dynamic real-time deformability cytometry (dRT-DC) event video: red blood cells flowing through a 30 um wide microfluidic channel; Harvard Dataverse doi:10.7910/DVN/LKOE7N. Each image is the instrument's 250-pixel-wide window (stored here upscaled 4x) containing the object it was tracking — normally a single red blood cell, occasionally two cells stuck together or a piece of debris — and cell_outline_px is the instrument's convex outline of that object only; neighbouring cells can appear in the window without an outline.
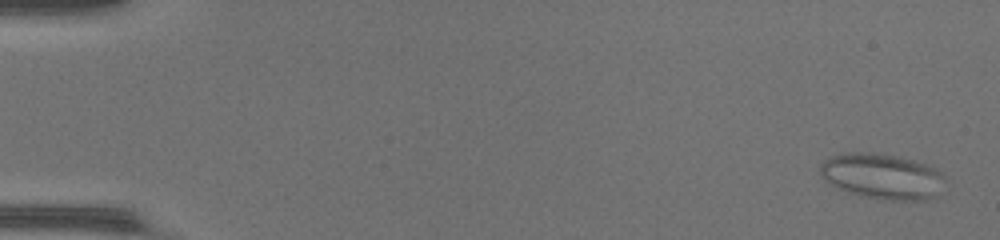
{"species": "common noctule bat (a hibernating species)", "species_latin": "Nyctalus noctula", "temperature_condition": "warm", "stored_images_in_passage": 53, "camera_frame_rate_fps": 3000, "um_per_image_px": 0.085, "animal": {"sex": "female", "body_mass_g": 17.0, "forearm_length_mm": 48.0}, "frame": {"image": 1, "passage_image": 2, "time_ms": 0.333, "image_size_px": [1000, 240], "cell_outline_px": [[944, 180], [936, 196], [928, 200], [892, 200], [860, 196], [848, 192], [824, 180], [820, 176], [820, 164], [824, 160], [832, 156], [844, 152], [872, 152], [900, 156], [932, 164], [944, 176]], "centroid_in_image_um": [75.0, 14.96], "position_along_channel_um": 10.0, "area_um2": 33.52}}
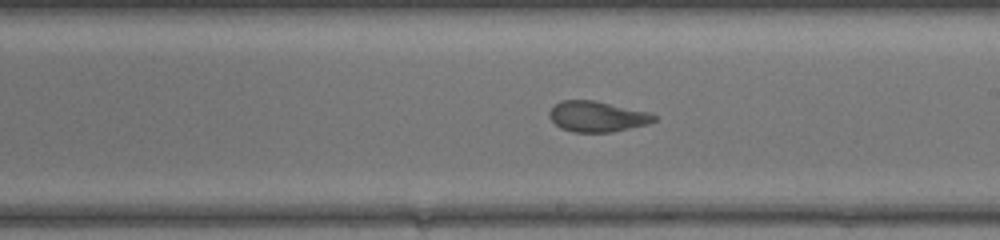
{"frame": {"image": 2, "passage_image": 32, "time_ms": 10.333, "image_size_px": [1000, 240], "cell_outline_px": [[656, 120], [648, 124], [612, 132], [572, 132], [560, 128], [548, 116], [548, 112], [560, 100], [596, 100], [652, 112], [656, 116]], "centroid_in_image_um": [50.78, 9.89], "position_along_channel_um": 238.2, "area_um2": 18.96}}
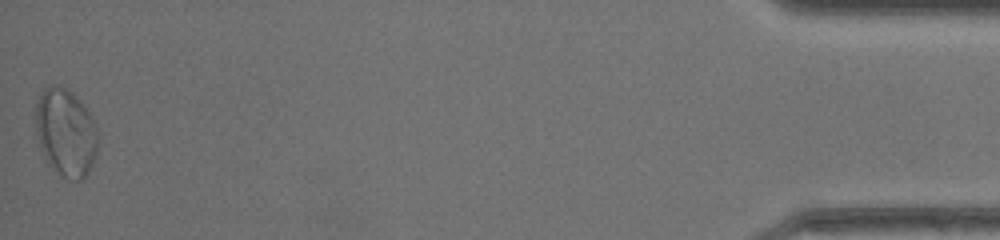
{"frame": {"image": 3, "passage_image": 53, "time_ms": 17.333, "image_size_px": [1000, 240], "cell_outline_px": [[96, 156], [88, 172], [80, 180], [68, 180], [48, 160], [40, 144], [36, 132], [36, 104], [40, 92], [44, 88], [52, 84], [60, 84], [68, 88], [84, 104], [96, 124]], "centroid_in_image_um": [5.6, 11.17], "position_along_channel_um": 429.6, "area_um2": 31.39}}